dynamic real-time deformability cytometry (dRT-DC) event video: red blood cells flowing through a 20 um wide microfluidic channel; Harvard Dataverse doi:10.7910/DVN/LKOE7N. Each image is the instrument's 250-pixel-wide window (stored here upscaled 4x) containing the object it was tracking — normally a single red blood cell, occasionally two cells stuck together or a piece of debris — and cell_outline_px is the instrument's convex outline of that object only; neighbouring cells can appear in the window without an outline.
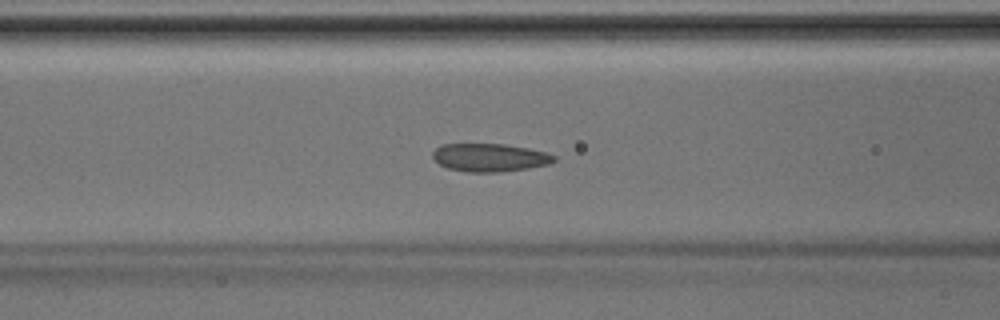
{"species": "Egyptian fruit bat (a non-hibernating species)", "species_latin": "Rousettus aegyptiacus", "temperature_condition": "room temperature", "stored_images_in_passage": 36, "camera_frame_rate_fps": 3000, "um_per_image_px": 0.085, "animal": {"sex": "male"}, "frame": {"image": 1, "passage_image": 10, "time_ms": 3.0, "image_size_px": [1000, 320], "cell_outline_px": [[556, 160], [548, 164], [528, 168], [500, 172], [468, 172], [448, 168], [440, 164], [432, 156], [432, 152], [440, 144], [504, 144], [528, 148], [548, 152], [556, 156]], "centroid_in_image_um": [41.64, 13.38], "position_along_channel_um": 125.0, "area_um2": 19.88}}
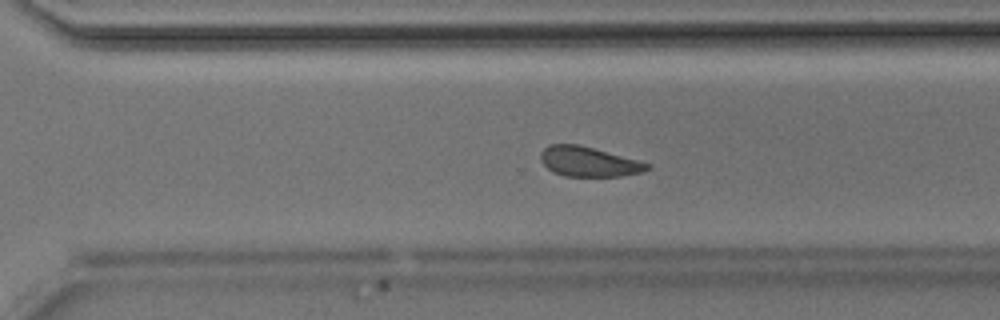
{"frame": {"image": 2, "passage_image": 23, "time_ms": 7.333, "image_size_px": [1000, 320], "cell_outline_px": [[652, 168], [644, 172], [620, 176], [564, 176], [552, 172], [540, 160], [540, 152], [548, 144], [580, 144], [652, 164]], "centroid_in_image_um": [50.05, 13.74], "position_along_channel_um": 320.6, "area_um2": 18.73}}
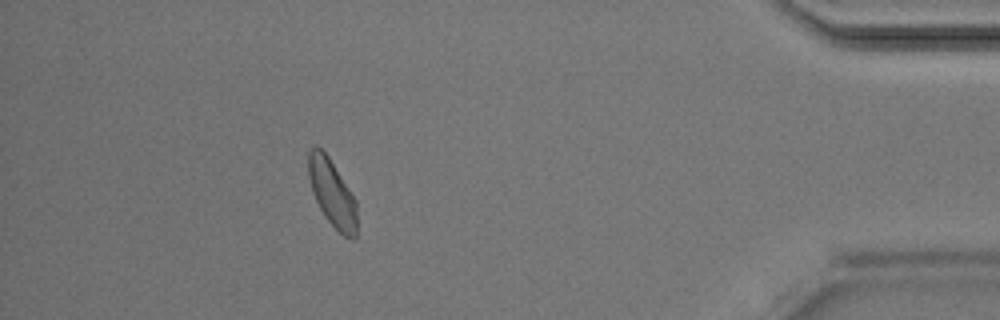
{"frame": {"image": 3, "passage_image": 32, "time_ms": 10.333, "image_size_px": [1000, 320], "cell_outline_px": [[356, 236], [352, 240], [344, 236], [324, 216], [312, 192], [308, 176], [308, 152], [316, 144], [328, 156], [356, 200]], "centroid_in_image_um": [28.21, 16.4], "position_along_channel_um": 407.0, "area_um2": 18.73}}